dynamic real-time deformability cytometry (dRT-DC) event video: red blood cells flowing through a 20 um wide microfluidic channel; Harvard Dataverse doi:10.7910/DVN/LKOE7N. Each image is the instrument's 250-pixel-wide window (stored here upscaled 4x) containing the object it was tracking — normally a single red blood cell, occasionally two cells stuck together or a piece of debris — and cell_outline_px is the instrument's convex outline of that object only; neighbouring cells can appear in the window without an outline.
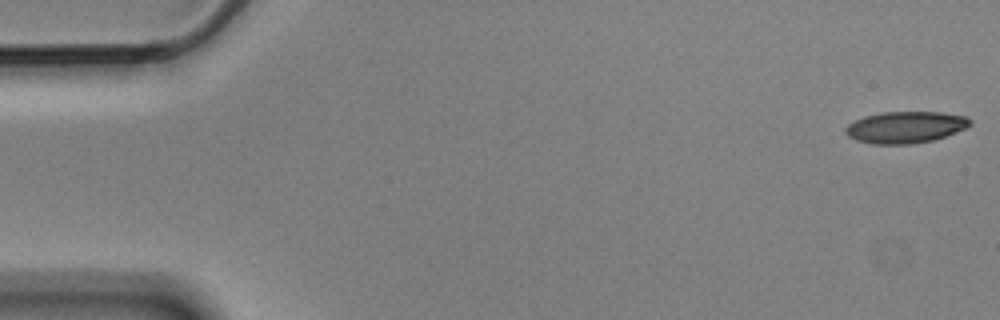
{"species": "Egyptian fruit bat (a non-hibernating species)", "species_latin": "Rousettus aegyptiacus", "temperature_condition": "cold", "stored_images_in_passage": 5, "camera_frame_rate_fps": 3000, "um_per_image_px": 0.085, "animal": {"sex": "male"}, "frame": {"image": 1, "passage_image": 1, "time_ms": 0.0, "image_size_px": [1000, 320], "cell_outline_px": [[972, 124], [956, 132], [932, 140], [912, 144], [872, 144], [856, 140], [848, 136], [844, 132], [844, 128], [848, 124], [864, 116], [880, 112], [940, 112], [964, 116], [972, 120]], "centroid_in_image_um": [76.93, 10.81], "position_along_channel_um": 8.1, "area_um2": 22.95}}
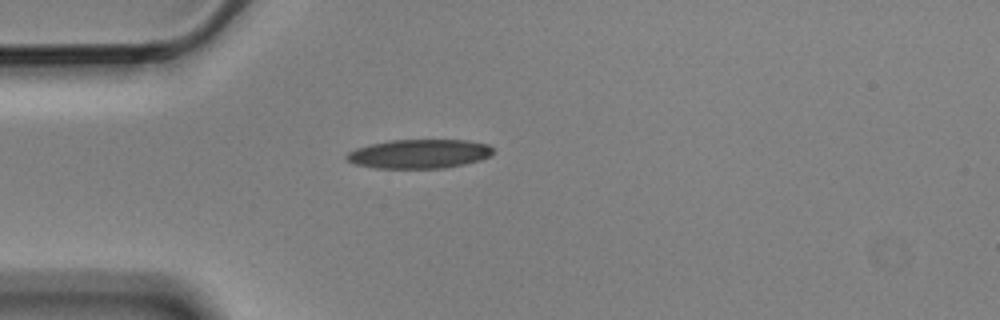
{"frame": {"image": 2, "passage_image": 5, "time_ms": 1.333, "image_size_px": [1000, 320], "cell_outline_px": [[492, 156], [480, 160], [464, 164], [444, 168], [376, 168], [356, 164], [348, 160], [344, 156], [348, 152], [356, 148], [372, 144], [392, 140], [468, 140], [488, 144], [492, 148]], "centroid_in_image_um": [35.66, 13.08], "position_along_channel_um": 49.3, "area_um2": 24.74}}